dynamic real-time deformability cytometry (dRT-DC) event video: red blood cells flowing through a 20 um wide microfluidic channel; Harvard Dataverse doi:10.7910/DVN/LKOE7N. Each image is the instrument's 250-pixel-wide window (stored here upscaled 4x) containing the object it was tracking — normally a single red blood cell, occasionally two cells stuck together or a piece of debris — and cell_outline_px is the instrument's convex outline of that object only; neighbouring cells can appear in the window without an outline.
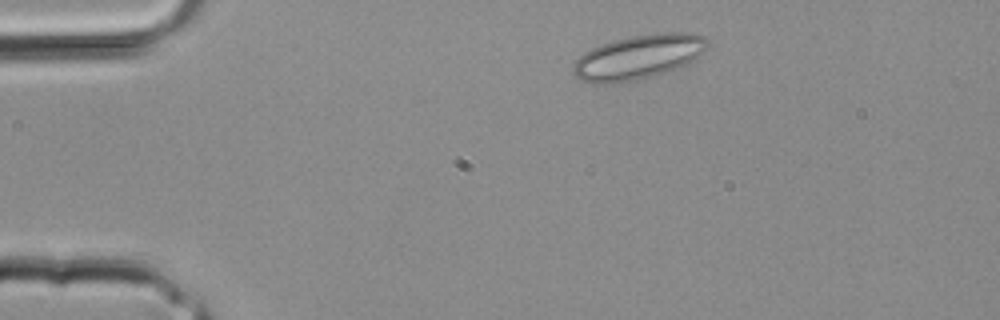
{"species": "common noctule bat (a hibernating species)", "species_latin": "Nyctalus noctula", "temperature_condition": "room temperature", "stored_images_in_passage": 29, "camera_frame_rate_fps": 3000, "um_per_image_px": 0.085, "animal": {"sex": "male", "body_mass_g": 20.4}, "frame": {"image": 1, "passage_image": 2, "time_ms": 0.333, "image_size_px": [1000, 320], "cell_outline_px": [[712, 44], [708, 48], [692, 60], [684, 64], [656, 76], [616, 84], [592, 84], [580, 80], [572, 72], [572, 64], [584, 52], [600, 44], [612, 40], [628, 36], [664, 32], [692, 32], [704, 36]], "centroid_in_image_um": [54.25, 4.85], "position_along_channel_um": 30.8, "area_um2": 35.32}}
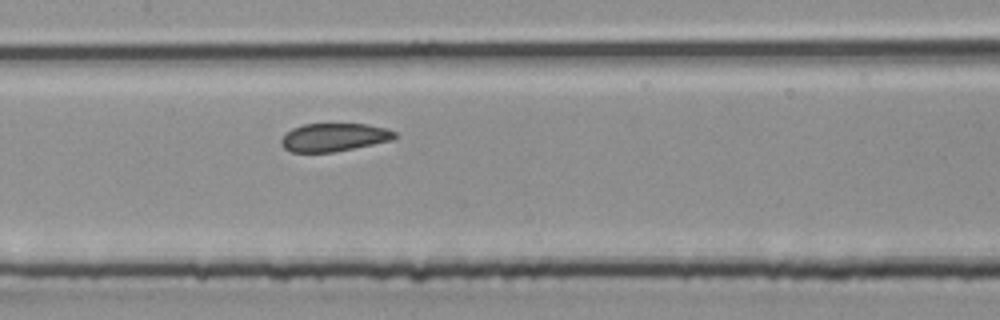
{"frame": {"image": 2, "passage_image": 12, "time_ms": 3.667, "image_size_px": [1000, 320], "cell_outline_px": [[396, 136], [392, 140], [332, 152], [292, 152], [284, 148], [280, 140], [292, 128], [304, 124], [368, 124], [388, 128], [396, 132]], "centroid_in_image_um": [28.41, 11.66], "position_along_channel_um": 179.0, "area_um2": 18.44}}
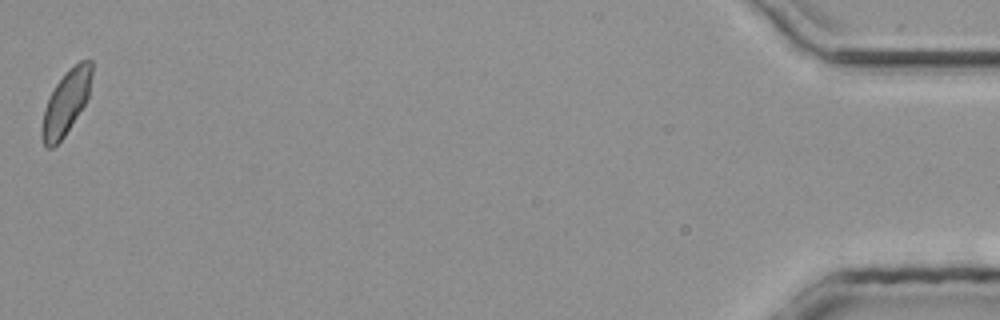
{"frame": {"image": 3, "passage_image": 29, "time_ms": 9.333, "image_size_px": [1000, 320], "cell_outline_px": [[92, 76], [88, 96], [84, 104], [64, 136], [52, 148], [44, 148], [40, 136], [40, 128], [44, 108], [56, 84], [64, 72], [68, 68], [80, 60], [88, 56], [92, 60]], "centroid_in_image_um": [5.6, 8.68], "position_along_channel_um": 429.6, "area_um2": 18.84}}